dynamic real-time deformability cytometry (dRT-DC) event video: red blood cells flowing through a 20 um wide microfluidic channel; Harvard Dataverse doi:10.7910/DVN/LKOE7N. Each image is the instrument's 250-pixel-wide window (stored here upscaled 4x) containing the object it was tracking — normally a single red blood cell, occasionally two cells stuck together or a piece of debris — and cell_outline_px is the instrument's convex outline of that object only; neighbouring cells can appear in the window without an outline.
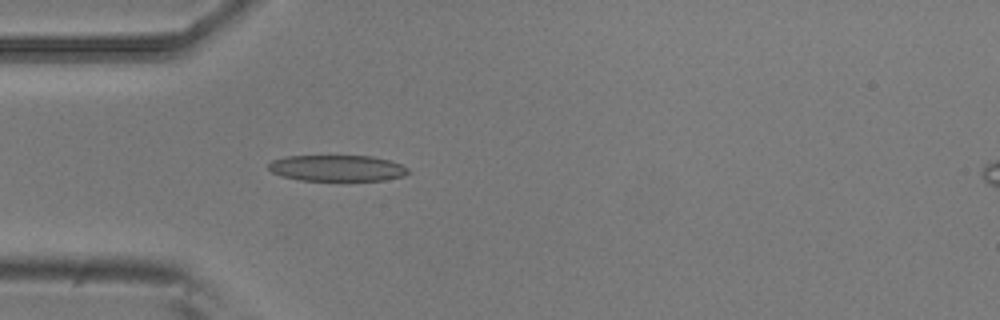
{"species": "common noctule bat (a hibernating species)", "species_latin": "Nyctalus noctula", "temperature_condition": "room temperature", "stored_images_in_passage": 4, "camera_frame_rate_fps": 3000, "um_per_image_px": 0.085, "animal": {"sex": "male", "body_mass_g": 20.5, "forearm_length_mm": 52.5}, "frame": {"image": 1, "passage_image": 4, "time_ms": 1.0, "image_size_px": [1000, 320], "cell_outline_px": [[412, 172], [404, 176], [384, 180], [300, 180], [280, 176], [272, 172], [268, 168], [268, 164], [272, 160], [284, 156], [372, 156], [388, 160], [400, 164], [408, 168]], "centroid_in_image_um": [28.65, 14.29], "position_along_channel_um": 56.4, "area_um2": 21.33}}